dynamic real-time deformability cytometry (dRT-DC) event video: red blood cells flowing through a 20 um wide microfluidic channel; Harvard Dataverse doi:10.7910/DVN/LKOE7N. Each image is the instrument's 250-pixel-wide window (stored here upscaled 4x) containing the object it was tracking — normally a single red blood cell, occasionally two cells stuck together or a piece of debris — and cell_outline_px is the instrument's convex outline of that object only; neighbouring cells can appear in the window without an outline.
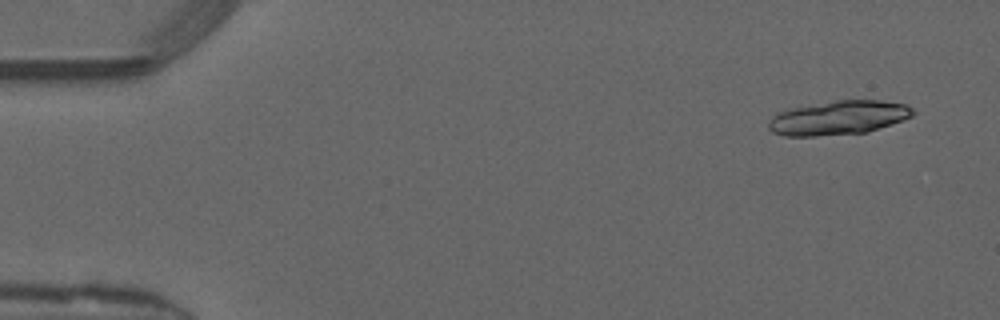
{"species": "common noctule bat (a hibernating species)", "species_latin": "Nyctalus noctula", "temperature_condition": "warm", "stored_images_in_passage": 17, "camera_frame_rate_fps": 3000, "um_per_image_px": 0.085, "animal": {"sex": "male", "forearm_length_mm": 52.5}, "frame": {"image": 1, "passage_image": 3, "time_ms": 0.667, "image_size_px": [1000, 320], "cell_outline_px": [[916, 112], [912, 116], [904, 120], [868, 132], [816, 136], [784, 136], [772, 132], [768, 128], [768, 124], [772, 116], [776, 112], [784, 108], [836, 100], [880, 100], [904, 104], [912, 108]], "centroid_in_image_um": [71.23, 10.0], "position_along_channel_um": 13.8, "area_um2": 29.07}}